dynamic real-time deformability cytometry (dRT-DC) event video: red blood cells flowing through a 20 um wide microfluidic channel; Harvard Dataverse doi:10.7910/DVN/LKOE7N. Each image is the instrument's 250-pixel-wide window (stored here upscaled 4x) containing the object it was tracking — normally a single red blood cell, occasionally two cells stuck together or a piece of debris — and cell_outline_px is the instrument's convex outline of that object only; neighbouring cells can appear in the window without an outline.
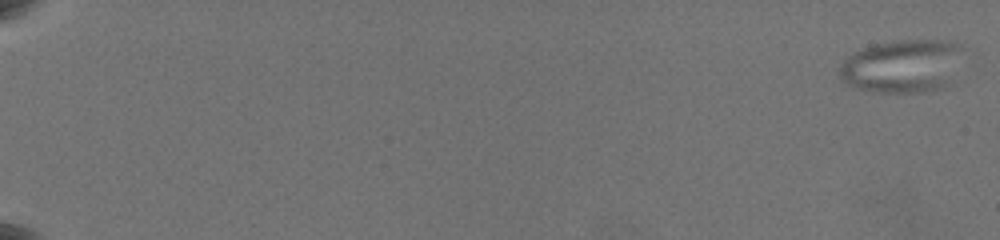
{"species": "common noctule bat (a hibernating species)", "species_latin": "Nyctalus noctula", "temperature_condition": "warm", "stored_images_in_passage": 50, "camera_frame_rate_fps": 3000, "um_per_image_px": 0.085, "animal": {"sex": "female", "body_mass_g": 19.5, "forearm_length_mm": 54.1}, "frame": {"image": 1, "passage_image": 1, "time_ms": 0.0, "image_size_px": [1000, 240], "cell_outline_px": [[968, 48], [948, 84], [944, 88], [928, 92], [872, 92], [856, 88], [844, 84], [840, 80], [840, 64], [848, 56], [864, 48], [876, 44], [896, 40], [948, 40], [960, 44]], "centroid_in_image_um": [76.76, 5.62], "position_along_channel_um": 8.2, "area_um2": 39.02}}
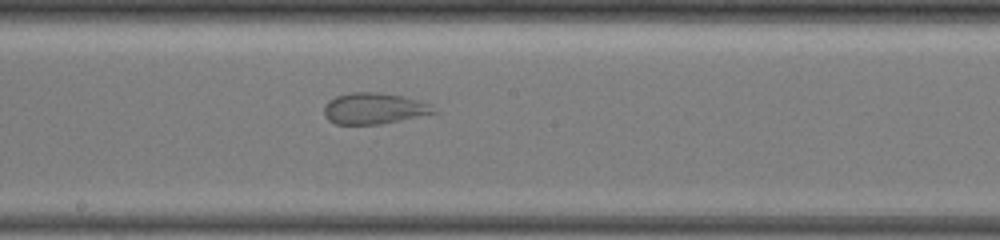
{"frame": {"image": 2, "passage_image": 35, "time_ms": 12.333, "image_size_px": [1000, 240], "cell_outline_px": [[440, 112], [380, 124], [336, 124], [328, 120], [324, 116], [324, 104], [328, 100], [336, 96], [352, 92], [376, 92], [404, 96], [432, 104]], "centroid_in_image_um": [31.8, 9.21], "position_along_channel_um": 216.4, "area_um2": 20.11}}
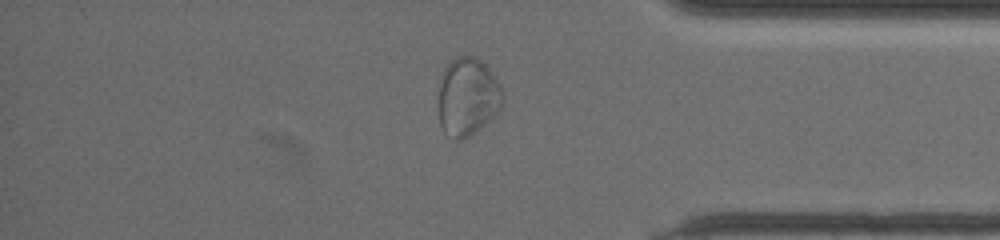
{"frame": {"image": 3, "passage_image": 45, "time_ms": 17.667, "image_size_px": [1000, 240], "cell_outline_px": [[504, 92], [500, 108], [484, 124], [468, 136], [460, 140], [456, 140], [444, 132], [440, 124], [440, 80], [444, 68], [456, 56], [472, 56], [480, 60], [492, 72], [500, 84]], "centroid_in_image_um": [39.75, 8.2], "position_along_channel_um": 395.4, "area_um2": 28.73}}